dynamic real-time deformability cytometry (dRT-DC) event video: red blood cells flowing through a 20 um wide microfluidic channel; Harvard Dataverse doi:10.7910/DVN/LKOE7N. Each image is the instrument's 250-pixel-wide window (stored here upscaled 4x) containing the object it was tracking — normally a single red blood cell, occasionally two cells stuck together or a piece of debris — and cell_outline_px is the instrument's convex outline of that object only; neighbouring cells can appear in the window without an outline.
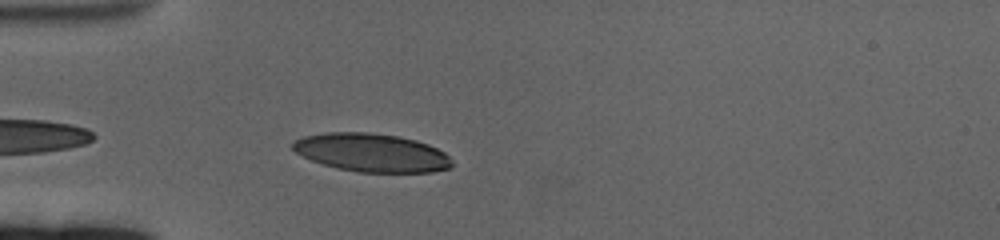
{"species": "human", "species_latin": "Homo sapiens", "temperature_condition": "cold", "stored_images_in_passage": 43, "camera_frame_rate_fps": 3000, "um_per_image_px": 0.085, "donor": {"sex": "female"}, "frame": {"image": 1, "passage_image": 3, "time_ms": 0.667, "image_size_px": [1000, 240], "cell_outline_px": [[452, 168], [432, 172], [360, 172], [336, 168], [312, 160], [296, 152], [292, 148], [292, 144], [296, 140], [304, 136], [324, 132], [368, 132], [396, 136], [416, 140], [428, 144], [444, 152], [452, 160]], "centroid_in_image_um": [31.61, 12.97], "position_along_channel_um": 53.4, "area_um2": 35.43}}
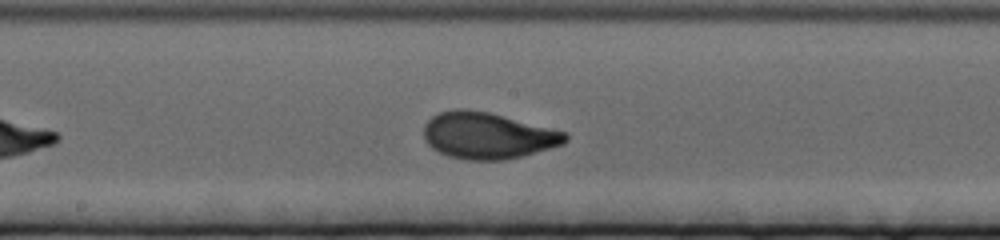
{"frame": {"image": 2, "passage_image": 18, "time_ms": 5.667, "image_size_px": [1000, 240], "cell_outline_px": [[568, 140], [564, 144], [520, 156], [504, 160], [464, 160], [448, 156], [432, 148], [424, 140], [424, 124], [432, 116], [440, 112], [456, 108], [464, 108], [488, 112], [568, 132]], "centroid_in_image_um": [41.44, 11.52], "position_along_channel_um": 206.8, "area_um2": 38.38}}
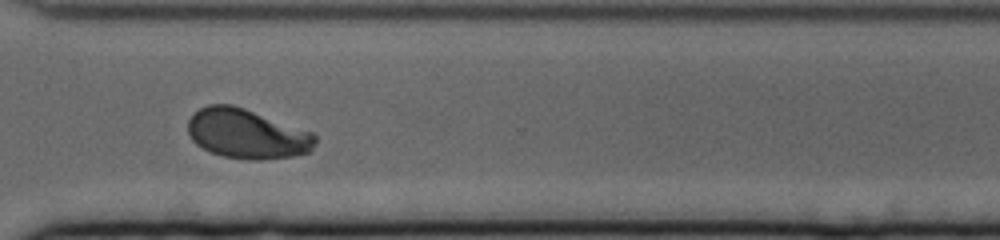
{"frame": {"image": 3, "passage_image": 31, "time_ms": 10.0, "image_size_px": [1000, 240], "cell_outline_px": [[316, 144], [308, 152], [292, 156], [260, 160], [248, 160], [224, 156], [212, 152], [196, 144], [192, 140], [188, 132], [188, 120], [200, 108], [208, 104], [232, 104], [244, 108], [312, 132], [316, 136]], "centroid_in_image_um": [20.98, 11.37], "position_along_channel_um": 349.6, "area_um2": 36.59}, "authors_computed_cell_mechanics": {"area_um2": 36.414, "velocity_mm_per_s": 3.2972, "shape_relaxation_time_tau1_ms": 3.6276, "shape_relaxation_time_tau2_ms": null, "deformation_change_tau1": 0.1703, "deformation_change_tau2": null}}